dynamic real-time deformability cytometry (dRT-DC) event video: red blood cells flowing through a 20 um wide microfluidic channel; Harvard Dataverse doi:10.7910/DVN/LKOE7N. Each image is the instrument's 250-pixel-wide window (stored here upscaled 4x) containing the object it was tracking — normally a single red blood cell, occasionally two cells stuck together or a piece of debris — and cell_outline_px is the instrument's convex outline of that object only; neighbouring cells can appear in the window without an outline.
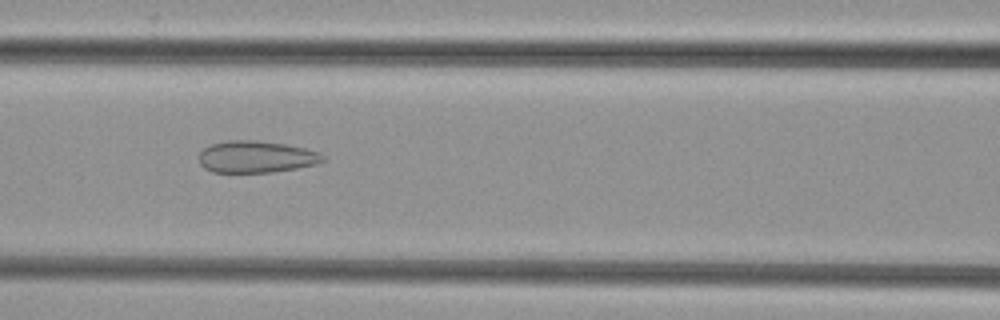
{"species": "common noctule bat (a hibernating species)", "species_latin": "Nyctalus noctula", "temperature_condition": "cold", "stored_images_in_passage": 35, "camera_frame_rate_fps": 3000, "um_per_image_px": 0.085, "animal": {"sex": "female", "body_mass_g": 29.2, "forearm_length_mm": 56.3}, "frame": {"image": 1, "passage_image": 6, "time_ms": 1.667, "image_size_px": [1000, 320], "cell_outline_px": [[324, 160], [316, 164], [296, 168], [272, 172], [212, 172], [204, 168], [200, 164], [200, 152], [204, 148], [212, 144], [228, 140], [256, 140], [284, 144], [304, 148], [320, 152], [324, 156]], "centroid_in_image_um": [21.77, 13.33], "position_along_channel_um": 144.8, "area_um2": 22.89}}
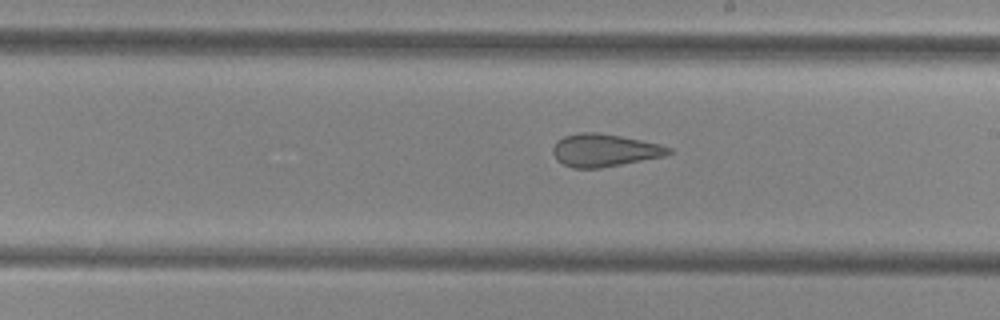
{"frame": {"image": 2, "passage_image": 13, "time_ms": 4.0, "image_size_px": [1000, 320], "cell_outline_px": [[672, 152], [664, 156], [600, 168], [572, 168], [556, 160], [552, 152], [552, 148], [556, 140], [564, 136], [580, 132], [596, 132], [620, 136], [660, 144], [672, 148]], "centroid_in_image_um": [51.34, 12.77], "position_along_channel_um": 237.7, "area_um2": 22.02}}
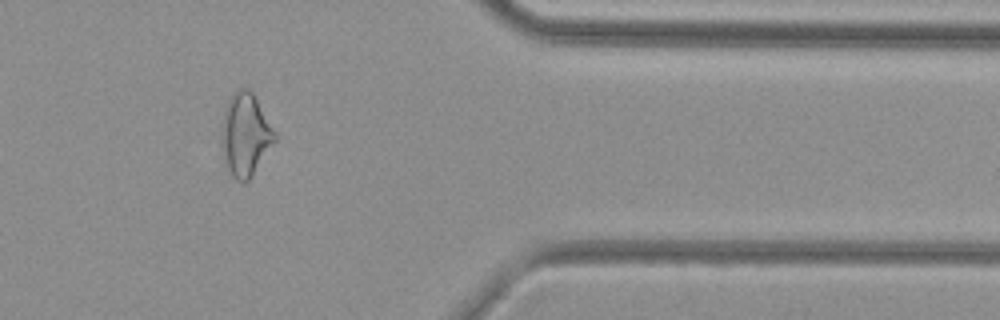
{"frame": {"image": 3, "passage_image": 26, "time_ms": 8.333, "image_size_px": [1000, 320], "cell_outline_px": [[276, 140], [248, 180], [236, 180], [232, 176], [228, 168], [220, 144], [220, 124], [228, 100], [236, 88], [248, 88], [252, 92], [276, 132]], "centroid_in_image_um": [20.83, 11.4], "position_along_channel_um": 390.6, "area_um2": 25.55}}